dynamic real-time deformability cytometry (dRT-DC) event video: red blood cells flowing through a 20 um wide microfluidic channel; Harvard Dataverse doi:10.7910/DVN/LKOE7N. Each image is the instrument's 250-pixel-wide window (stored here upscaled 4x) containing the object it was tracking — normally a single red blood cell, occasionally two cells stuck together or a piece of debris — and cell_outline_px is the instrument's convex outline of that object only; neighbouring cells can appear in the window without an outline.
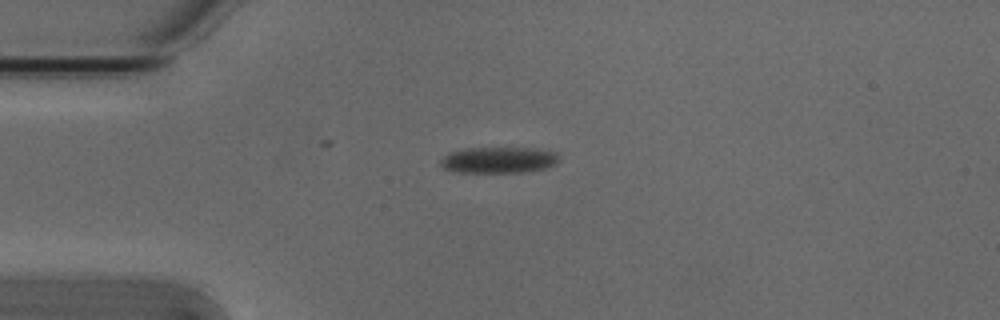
{"species": "Egyptian fruit bat (a non-hibernating species)", "species_latin": "Rousettus aegyptiacus", "temperature_condition": "cold", "stored_images_in_passage": 4, "camera_frame_rate_fps": 3000, "um_per_image_px": 0.085, "animal": {"sex": "male"}, "frame": {"image": 1, "passage_image": 1, "time_ms": 0.0, "image_size_px": [1000, 320], "cell_outline_px": [[560, 160], [556, 164], [544, 168], [524, 172], [460, 172], [444, 168], [440, 164], [440, 160], [448, 152], [464, 148], [536, 148], [560, 152]], "centroid_in_image_um": [42.44, 13.58], "position_along_channel_um": 42.6, "area_um2": 18.26}}
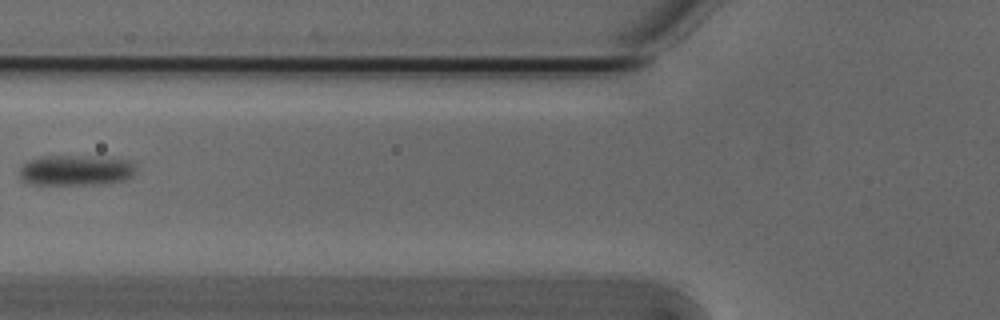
{"frame": {"image": 2, "passage_image": 3, "time_ms": 0.667, "image_size_px": [1000, 320], "cell_outline_px": [[136, 168], [132, 176], [124, 180], [108, 184], [28, 184], [20, 180], [20, 168], [28, 160], [40, 156], [88, 156], [128, 160]], "centroid_in_image_um": [6.41, 14.48], "position_along_channel_um": 119.4, "area_um2": 20.75}}